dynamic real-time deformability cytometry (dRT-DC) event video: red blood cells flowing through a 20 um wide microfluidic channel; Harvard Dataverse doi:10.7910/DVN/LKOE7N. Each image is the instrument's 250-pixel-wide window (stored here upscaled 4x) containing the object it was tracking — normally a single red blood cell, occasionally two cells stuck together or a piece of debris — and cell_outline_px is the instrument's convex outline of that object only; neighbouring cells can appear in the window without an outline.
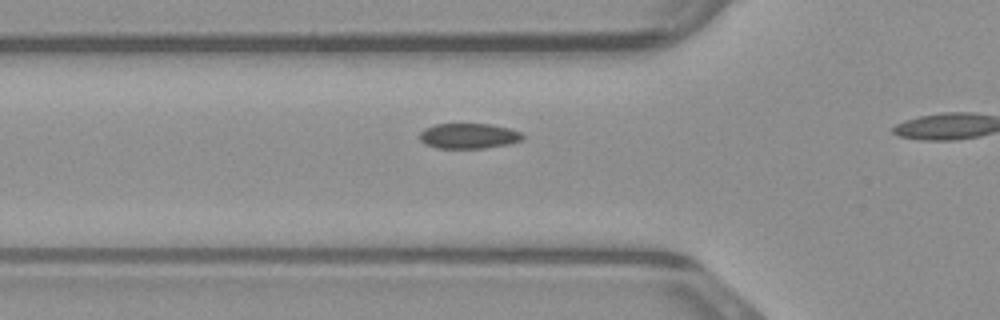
{"species": "common noctule bat (a hibernating species)", "species_latin": "Nyctalus noctula", "temperature_condition": "warm", "stored_images_in_passage": 18, "camera_frame_rate_fps": 3000, "um_per_image_px": 0.085, "animal": {"sex": "male", "body_mass_g": 23.1, "forearm_length_mm": 52.7}, "frame": {"image": 1, "passage_image": 11, "time_ms": 3.333, "image_size_px": [1000, 320], "cell_outline_px": [[524, 136], [520, 140], [508, 144], [484, 148], [436, 148], [424, 144], [420, 140], [420, 132], [424, 128], [436, 124], [492, 124], [508, 128], [520, 132]], "centroid_in_image_um": [39.8, 11.55], "position_along_channel_um": 86.0, "area_um2": 15.14}}
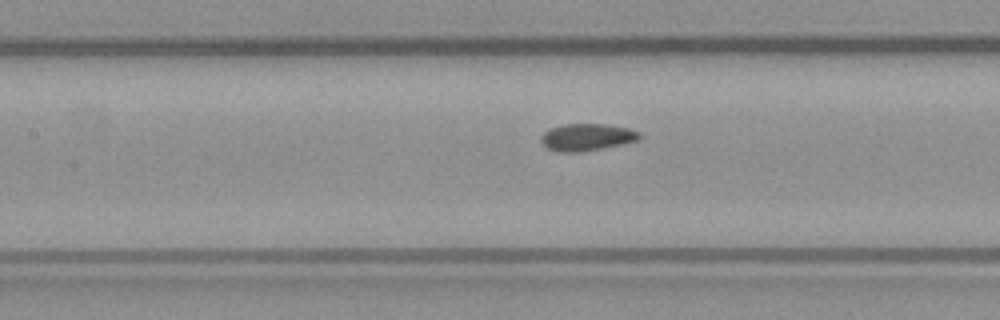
{"frame": {"image": 2, "passage_image": 16, "time_ms": 5.0, "image_size_px": [1000, 320], "cell_outline_px": [[640, 136], [636, 140], [620, 144], [580, 152], [560, 152], [548, 148], [540, 140], [540, 136], [544, 132], [552, 128], [564, 124], [608, 124], [628, 128], [640, 132]], "centroid_in_image_um": [49.86, 11.65], "position_along_channel_um": 157.5, "area_um2": 15.26}}